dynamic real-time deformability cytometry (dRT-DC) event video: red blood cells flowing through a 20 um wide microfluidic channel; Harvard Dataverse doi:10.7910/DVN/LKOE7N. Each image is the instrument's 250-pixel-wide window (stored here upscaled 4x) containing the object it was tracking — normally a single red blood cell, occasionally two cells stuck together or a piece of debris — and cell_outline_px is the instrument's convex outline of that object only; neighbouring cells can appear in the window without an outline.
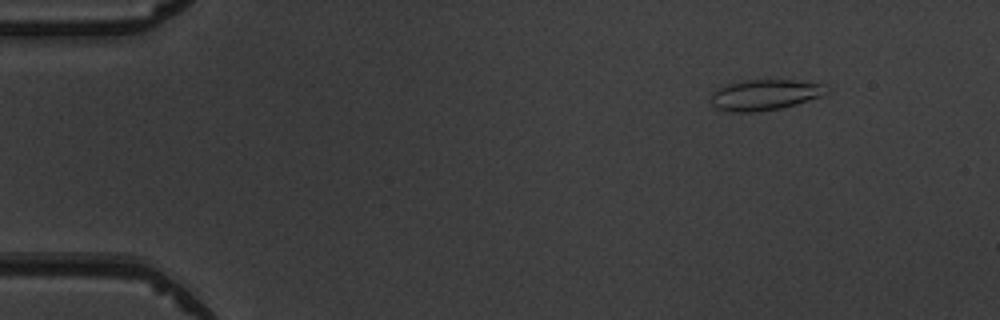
{"species": "common noctule bat (a hibernating species)", "species_latin": "Nyctalus noctula", "temperature_condition": "warm", "stored_images_in_passage": 7, "camera_frame_rate_fps": 3000, "um_per_image_px": 0.085, "animal": {"sex": "male", "body_mass_g": 19.5, "forearm_length_mm": 54.6}, "frame": {"image": 1, "passage_image": 1, "time_ms": 0.0, "image_size_px": [1000, 320], "cell_outline_px": [[832, 88], [828, 92], [820, 96], [796, 104], [780, 108], [760, 112], [732, 112], [716, 108], [712, 104], [712, 92], [716, 88], [724, 84], [744, 80], [796, 80], [824, 84]], "centroid_in_image_um": [65.01, 8.05], "position_along_channel_um": 20.0, "area_um2": 20.92}}
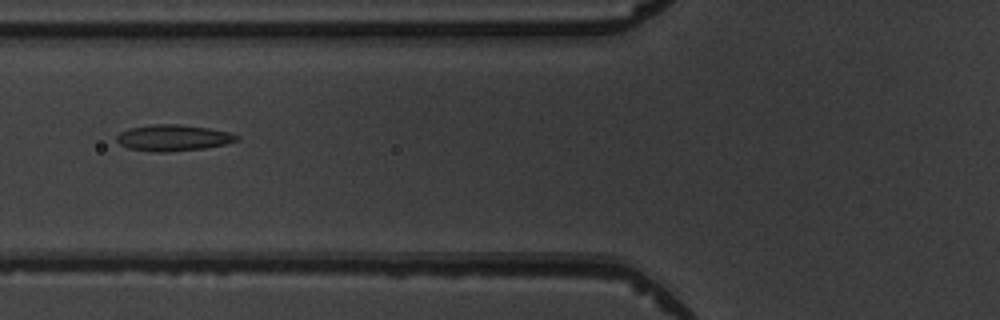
{"frame": {"image": 2, "passage_image": 5, "time_ms": 4.667, "image_size_px": [1000, 320], "cell_outline_px": [[240, 140], [224, 144], [204, 148], [164, 152], [152, 152], [128, 148], [120, 144], [116, 140], [116, 136], [120, 132], [128, 128], [152, 124], [180, 124], [208, 128], [228, 132], [240, 136]], "centroid_in_image_um": [14.7, 11.71], "position_along_channel_um": 111.1, "area_um2": 18.38}}
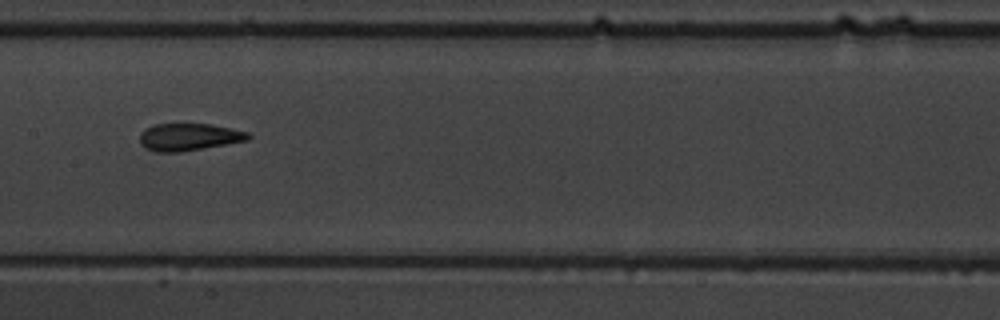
{"frame": {"image": 3, "passage_image": 7, "time_ms": 6.667, "image_size_px": [1000, 320], "cell_outline_px": [[252, 136], [248, 140], [204, 148], [180, 152], [156, 152], [144, 148], [140, 144], [140, 132], [144, 128], [152, 124], [212, 124], [232, 128], [248, 132]], "centroid_in_image_um": [16.03, 11.64], "position_along_channel_um": 191.4, "area_um2": 17.46}}